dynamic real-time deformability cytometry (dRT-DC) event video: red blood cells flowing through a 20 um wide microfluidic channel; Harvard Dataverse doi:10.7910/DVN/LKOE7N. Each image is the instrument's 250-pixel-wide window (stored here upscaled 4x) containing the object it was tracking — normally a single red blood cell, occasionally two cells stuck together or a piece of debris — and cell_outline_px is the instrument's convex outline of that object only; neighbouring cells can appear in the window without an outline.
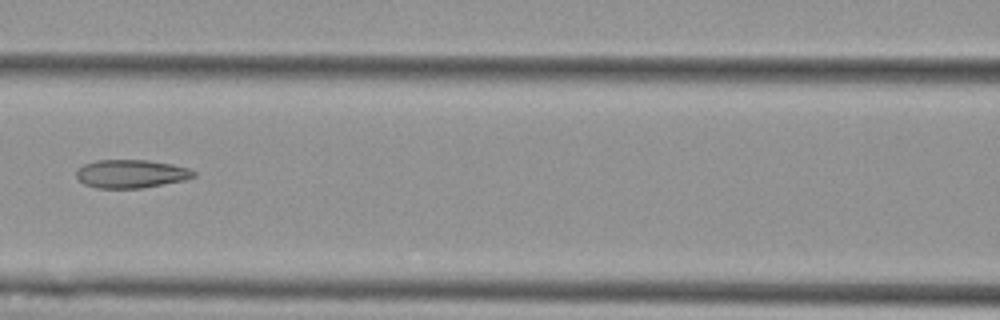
{"species": "Egyptian fruit bat (a non-hibernating species)", "species_latin": "Rousettus aegyptiacus", "temperature_condition": "cold", "stored_images_in_passage": 8, "camera_frame_rate_fps": 3000, "um_per_image_px": 0.085, "animal": {"sex": "female"}, "frame": {"image": 1, "passage_image": 6, "time_ms": 7.0, "image_size_px": [1000, 320], "cell_outline_px": [[196, 176], [184, 180], [140, 188], [96, 188], [84, 184], [76, 176], [76, 168], [84, 164], [96, 160], [148, 160], [172, 164], [188, 168], [196, 172]], "centroid_in_image_um": [11.12, 14.76], "position_along_channel_um": 155.5, "area_um2": 19.36}}
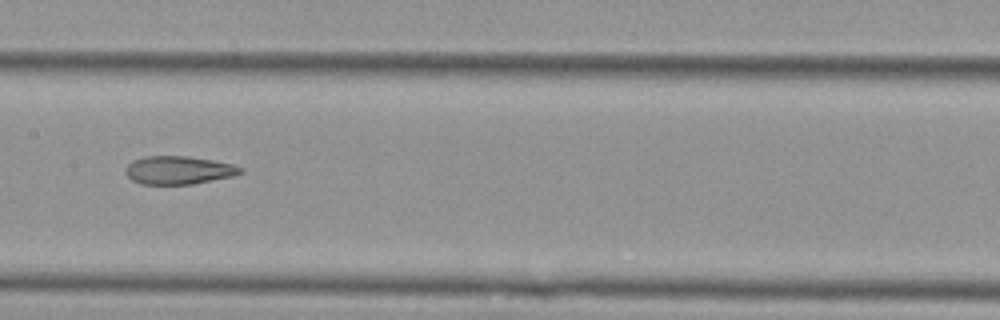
{"frame": {"image": 2, "passage_image": 7, "time_ms": 8.0, "image_size_px": [1000, 320], "cell_outline_px": [[244, 172], [232, 176], [192, 184], [140, 184], [132, 180], [124, 172], [128, 164], [132, 160], [144, 156], [188, 156], [212, 160], [232, 164], [244, 168]], "centroid_in_image_um": [15.17, 14.46], "position_along_channel_um": 192.2, "area_um2": 18.9}}
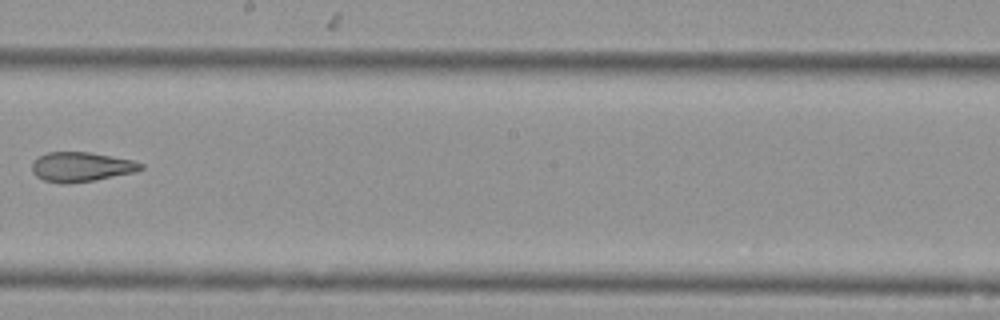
{"frame": {"image": 3, "passage_image": 8, "time_ms": 9.333, "image_size_px": [1000, 320], "cell_outline_px": [[144, 168], [136, 172], [92, 180], [64, 184], [44, 180], [36, 176], [32, 172], [32, 160], [48, 152], [88, 152], [132, 160], [144, 164]], "centroid_in_image_um": [6.89, 14.18], "position_along_channel_um": 241.3, "area_um2": 18.61}}